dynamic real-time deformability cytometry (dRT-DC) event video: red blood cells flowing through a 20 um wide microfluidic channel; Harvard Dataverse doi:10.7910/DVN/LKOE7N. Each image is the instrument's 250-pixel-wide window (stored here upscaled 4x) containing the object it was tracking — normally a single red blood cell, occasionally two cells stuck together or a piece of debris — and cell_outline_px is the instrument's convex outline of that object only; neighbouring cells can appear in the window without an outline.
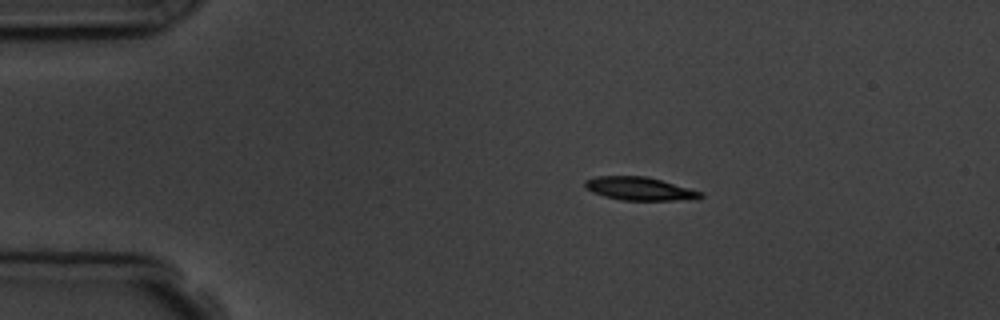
{"species": "common noctule bat (a hibernating species)", "species_latin": "Nyctalus noctula", "temperature_condition": "room temperature", "stored_images_in_passage": 4, "camera_frame_rate_fps": 3000, "um_per_image_px": 0.085, "animal": {"sex": "male", "body_mass_g": 19.5, "forearm_length_mm": 54.6}, "frame": {"image": 1, "passage_image": 2, "time_ms": 1.333, "image_size_px": [1000, 320], "cell_outline_px": [[704, 196], [700, 200], [620, 200], [604, 196], [592, 192], [584, 188], [584, 180], [596, 176], [644, 176], [660, 180], [704, 192]], "centroid_in_image_um": [54.39, 16.05], "position_along_channel_um": 30.6, "area_um2": 15.84}}
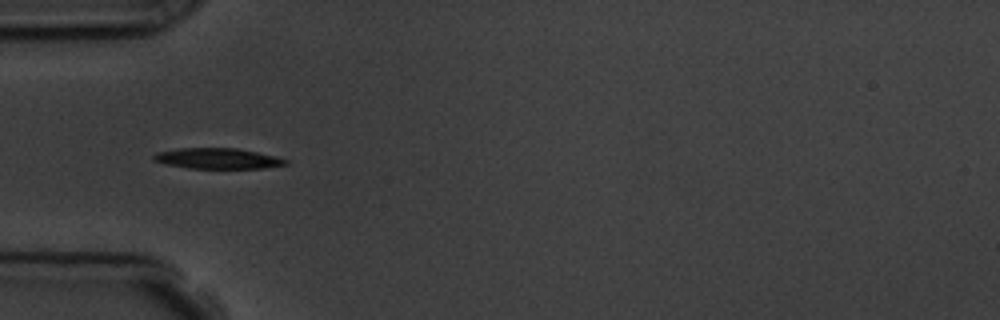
{"frame": {"image": 2, "passage_image": 4, "time_ms": 3.667, "image_size_px": [1000, 320], "cell_outline_px": [[288, 164], [264, 168], [188, 168], [164, 164], [152, 160], [152, 156], [156, 152], [180, 148], [236, 148], [276, 156], [288, 160]], "centroid_in_image_um": [18.46, 13.47], "position_along_channel_um": 66.5, "area_um2": 15.9}}